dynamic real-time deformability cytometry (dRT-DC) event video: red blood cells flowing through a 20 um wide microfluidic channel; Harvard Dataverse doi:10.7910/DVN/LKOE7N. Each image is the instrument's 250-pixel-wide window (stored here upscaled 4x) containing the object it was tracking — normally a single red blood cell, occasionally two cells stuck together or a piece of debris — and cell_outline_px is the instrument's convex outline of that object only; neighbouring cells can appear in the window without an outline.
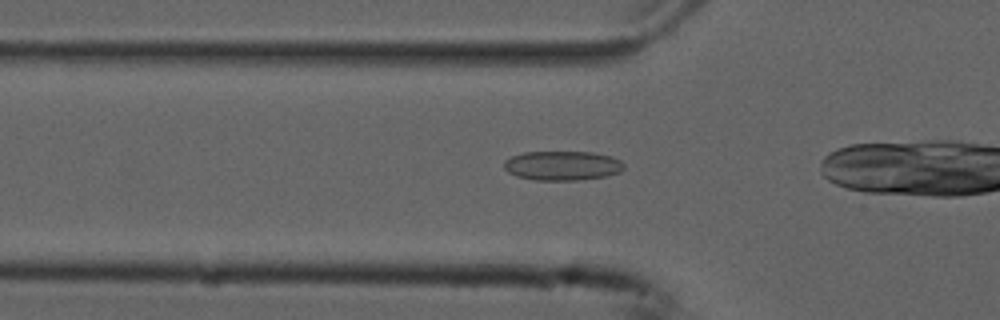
{"species": "common noctule bat (a hibernating species)", "species_latin": "Nyctalus noctula", "temperature_condition": "cold", "stored_images_in_passage": 30, "camera_frame_rate_fps": 3000, "um_per_image_px": 0.085, "animal": {"sex": "male", "forearm_length_mm": 52.5}, "frame": {"image": 1, "passage_image": 6, "time_ms": 1.667, "image_size_px": [1000, 320], "cell_outline_px": [[624, 168], [620, 172], [604, 176], [580, 180], [532, 180], [516, 176], [508, 172], [504, 168], [504, 160], [512, 156], [524, 152], [592, 152], [612, 156], [620, 160], [624, 164]], "centroid_in_image_um": [47.79, 14.08], "position_along_channel_um": 78.0, "area_um2": 20.63}}
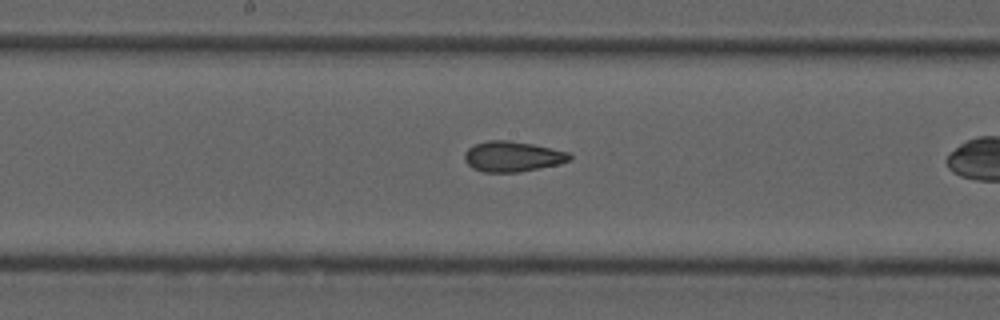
{"frame": {"image": 2, "passage_image": 16, "time_ms": 5.0, "image_size_px": [1000, 320], "cell_outline_px": [[572, 160], [560, 164], [516, 172], [484, 172], [472, 168], [464, 160], [464, 152], [468, 148], [476, 144], [488, 140], [508, 140], [532, 144], [568, 152], [572, 156]], "centroid_in_image_um": [43.55, 13.3], "position_along_channel_um": 204.6, "area_um2": 18.55}}
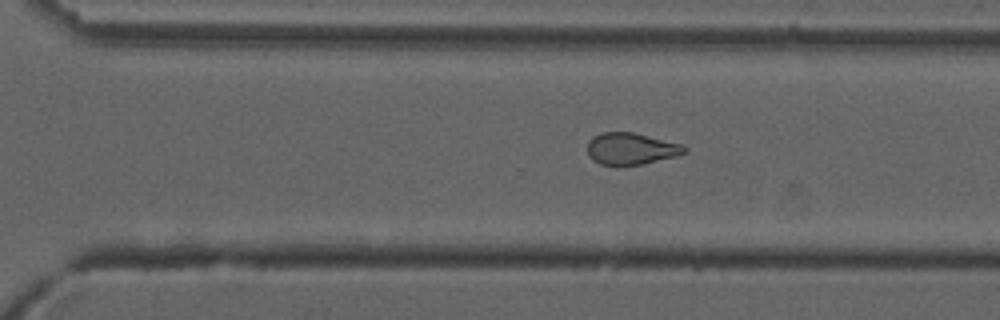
{"frame": {"image": 3, "passage_image": 25, "time_ms": 8.0, "image_size_px": [1000, 320], "cell_outline_px": [[688, 152], [680, 156], [644, 164], [616, 168], [600, 164], [592, 160], [588, 156], [588, 140], [592, 136], [600, 132], [632, 132], [680, 144], [688, 148]], "centroid_in_image_um": [53.62, 12.68], "position_along_channel_um": 317.0, "area_um2": 18.67}}